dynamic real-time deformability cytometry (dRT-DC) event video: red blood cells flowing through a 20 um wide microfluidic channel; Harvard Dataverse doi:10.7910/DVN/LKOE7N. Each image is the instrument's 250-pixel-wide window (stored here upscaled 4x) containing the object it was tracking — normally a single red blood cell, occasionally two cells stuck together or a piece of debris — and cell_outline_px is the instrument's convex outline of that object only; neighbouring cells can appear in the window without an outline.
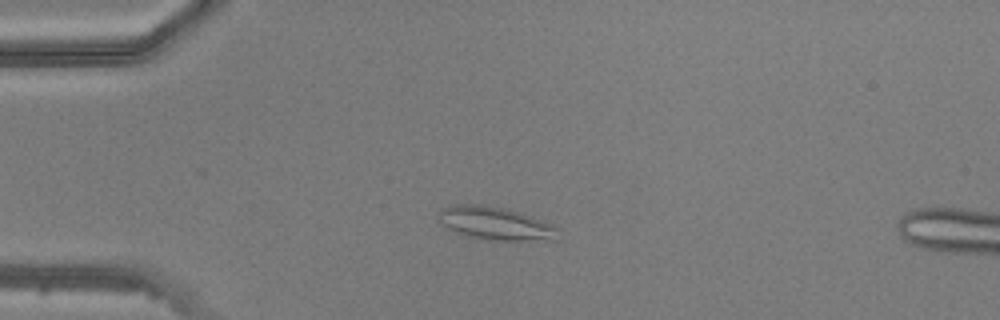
{"species": "common noctule bat (a hibernating species)", "species_latin": "Nyctalus noctula", "temperature_condition": "warm", "stored_images_in_passage": 45, "camera_frame_rate_fps": 3000, "um_per_image_px": 0.085, "animal": {"sex": "male", "body_mass_g": 20.5, "forearm_length_mm": 52.5}, "frame": {"image": 1, "passage_image": 10, "time_ms": 3.0, "image_size_px": [1000, 320], "cell_outline_px": [[560, 228], [556, 240], [488, 240], [468, 236], [456, 232], [448, 228], [440, 220], [440, 208], [452, 204], [484, 204], [504, 208], [520, 212], [544, 220]], "centroid_in_image_um": [42.16, 18.98], "position_along_channel_um": 42.8, "area_um2": 23.18}}
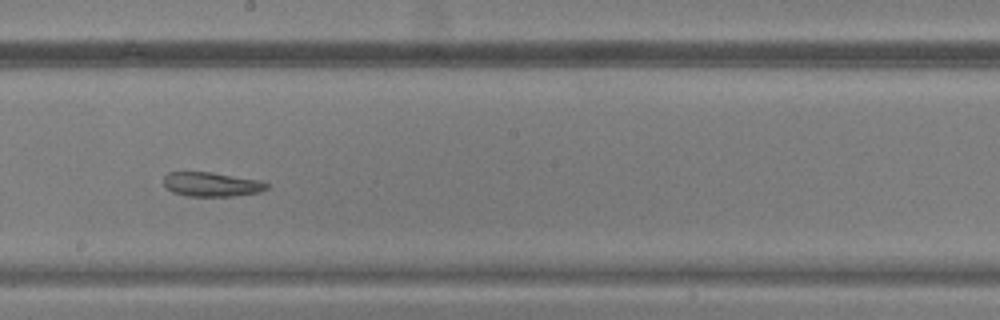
{"frame": {"image": 2, "passage_image": 25, "time_ms": 8.0, "image_size_px": [1000, 320], "cell_outline_px": [[268, 188], [260, 192], [232, 196], [184, 196], [172, 192], [164, 184], [164, 176], [168, 172], [212, 172], [260, 180], [268, 184]], "centroid_in_image_um": [17.98, 15.67], "position_along_channel_um": 230.2, "area_um2": 14.62}}
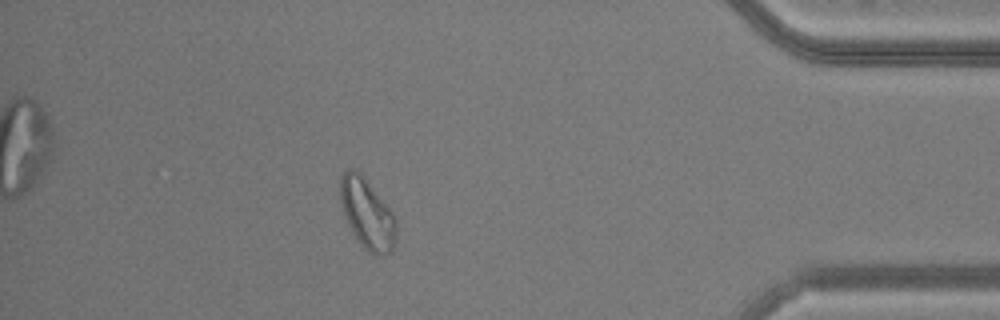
{"frame": {"image": 3, "passage_image": 40, "time_ms": 13.0, "image_size_px": [1000, 320], "cell_outline_px": [[396, 244], [392, 252], [384, 256], [376, 256], [368, 252], [356, 240], [348, 224], [340, 200], [340, 176], [344, 168], [356, 168], [364, 176], [392, 212], [396, 220]], "centroid_in_image_um": [31.21, 18.18], "position_along_channel_um": 404.0, "area_um2": 23.35}}